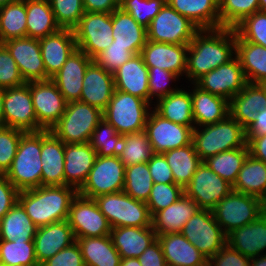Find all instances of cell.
<instances>
[{
	"label": "cell",
	"instance_id": "ab89813d",
	"mask_svg": "<svg viewBox=\"0 0 266 266\" xmlns=\"http://www.w3.org/2000/svg\"><path fill=\"white\" fill-rule=\"evenodd\" d=\"M162 154L171 168L174 182L183 189L189 184L196 169L203 162L196 153L193 142Z\"/></svg>",
	"mask_w": 266,
	"mask_h": 266
},
{
	"label": "cell",
	"instance_id": "7a4b0ae2",
	"mask_svg": "<svg viewBox=\"0 0 266 266\" xmlns=\"http://www.w3.org/2000/svg\"><path fill=\"white\" fill-rule=\"evenodd\" d=\"M78 190L68 185L40 186L19 191L18 202L37 227L65 221Z\"/></svg>",
	"mask_w": 266,
	"mask_h": 266
},
{
	"label": "cell",
	"instance_id": "d590c367",
	"mask_svg": "<svg viewBox=\"0 0 266 266\" xmlns=\"http://www.w3.org/2000/svg\"><path fill=\"white\" fill-rule=\"evenodd\" d=\"M236 56L248 83L262 84L266 81V47L245 41L236 33Z\"/></svg>",
	"mask_w": 266,
	"mask_h": 266
},
{
	"label": "cell",
	"instance_id": "ee69618b",
	"mask_svg": "<svg viewBox=\"0 0 266 266\" xmlns=\"http://www.w3.org/2000/svg\"><path fill=\"white\" fill-rule=\"evenodd\" d=\"M248 155L249 147H240L211 156L203 162L214 173L233 185Z\"/></svg>",
	"mask_w": 266,
	"mask_h": 266
},
{
	"label": "cell",
	"instance_id": "8d00e7d4",
	"mask_svg": "<svg viewBox=\"0 0 266 266\" xmlns=\"http://www.w3.org/2000/svg\"><path fill=\"white\" fill-rule=\"evenodd\" d=\"M85 266H120L122 257L110 235L76 239Z\"/></svg>",
	"mask_w": 266,
	"mask_h": 266
},
{
	"label": "cell",
	"instance_id": "60d3db41",
	"mask_svg": "<svg viewBox=\"0 0 266 266\" xmlns=\"http://www.w3.org/2000/svg\"><path fill=\"white\" fill-rule=\"evenodd\" d=\"M37 228L17 201L0 220V240L33 241Z\"/></svg>",
	"mask_w": 266,
	"mask_h": 266
},
{
	"label": "cell",
	"instance_id": "db71d44e",
	"mask_svg": "<svg viewBox=\"0 0 266 266\" xmlns=\"http://www.w3.org/2000/svg\"><path fill=\"white\" fill-rule=\"evenodd\" d=\"M234 29L243 40L266 47V12H255Z\"/></svg>",
	"mask_w": 266,
	"mask_h": 266
},
{
	"label": "cell",
	"instance_id": "d6986e66",
	"mask_svg": "<svg viewBox=\"0 0 266 266\" xmlns=\"http://www.w3.org/2000/svg\"><path fill=\"white\" fill-rule=\"evenodd\" d=\"M2 44L15 60L25 83L50 79L44 67L39 39L14 38Z\"/></svg>",
	"mask_w": 266,
	"mask_h": 266
},
{
	"label": "cell",
	"instance_id": "5b68a950",
	"mask_svg": "<svg viewBox=\"0 0 266 266\" xmlns=\"http://www.w3.org/2000/svg\"><path fill=\"white\" fill-rule=\"evenodd\" d=\"M146 100L128 93L114 90L103 118L121 135L145 130L148 115L152 109Z\"/></svg>",
	"mask_w": 266,
	"mask_h": 266
},
{
	"label": "cell",
	"instance_id": "d4e9b609",
	"mask_svg": "<svg viewBox=\"0 0 266 266\" xmlns=\"http://www.w3.org/2000/svg\"><path fill=\"white\" fill-rule=\"evenodd\" d=\"M33 242L35 256L40 266L60 250L71 246L76 239L68 221L65 220L38 227Z\"/></svg>",
	"mask_w": 266,
	"mask_h": 266
},
{
	"label": "cell",
	"instance_id": "603a6c76",
	"mask_svg": "<svg viewBox=\"0 0 266 266\" xmlns=\"http://www.w3.org/2000/svg\"><path fill=\"white\" fill-rule=\"evenodd\" d=\"M65 185L79 190L85 183L97 158V152L86 143H64Z\"/></svg>",
	"mask_w": 266,
	"mask_h": 266
},
{
	"label": "cell",
	"instance_id": "836d02e7",
	"mask_svg": "<svg viewBox=\"0 0 266 266\" xmlns=\"http://www.w3.org/2000/svg\"><path fill=\"white\" fill-rule=\"evenodd\" d=\"M166 2L200 30L221 28L219 0H166Z\"/></svg>",
	"mask_w": 266,
	"mask_h": 266
},
{
	"label": "cell",
	"instance_id": "ba28073f",
	"mask_svg": "<svg viewBox=\"0 0 266 266\" xmlns=\"http://www.w3.org/2000/svg\"><path fill=\"white\" fill-rule=\"evenodd\" d=\"M265 211L266 203L260 198L234 190L212 209L215 221L226 235L255 221Z\"/></svg>",
	"mask_w": 266,
	"mask_h": 266
},
{
	"label": "cell",
	"instance_id": "bcb514c9",
	"mask_svg": "<svg viewBox=\"0 0 266 266\" xmlns=\"http://www.w3.org/2000/svg\"><path fill=\"white\" fill-rule=\"evenodd\" d=\"M152 187L153 180L147 162L125 167L123 191L128 196L146 203Z\"/></svg>",
	"mask_w": 266,
	"mask_h": 266
},
{
	"label": "cell",
	"instance_id": "34e18365",
	"mask_svg": "<svg viewBox=\"0 0 266 266\" xmlns=\"http://www.w3.org/2000/svg\"><path fill=\"white\" fill-rule=\"evenodd\" d=\"M17 0H0V7L5 6L9 3L15 2Z\"/></svg>",
	"mask_w": 266,
	"mask_h": 266
},
{
	"label": "cell",
	"instance_id": "7dc6e473",
	"mask_svg": "<svg viewBox=\"0 0 266 266\" xmlns=\"http://www.w3.org/2000/svg\"><path fill=\"white\" fill-rule=\"evenodd\" d=\"M0 264L39 266L34 242L0 240Z\"/></svg>",
	"mask_w": 266,
	"mask_h": 266
},
{
	"label": "cell",
	"instance_id": "7c38bea8",
	"mask_svg": "<svg viewBox=\"0 0 266 266\" xmlns=\"http://www.w3.org/2000/svg\"><path fill=\"white\" fill-rule=\"evenodd\" d=\"M207 259L214 256L227 243V235L215 221L212 210H198L185 224L181 231Z\"/></svg>",
	"mask_w": 266,
	"mask_h": 266
},
{
	"label": "cell",
	"instance_id": "680465c9",
	"mask_svg": "<svg viewBox=\"0 0 266 266\" xmlns=\"http://www.w3.org/2000/svg\"><path fill=\"white\" fill-rule=\"evenodd\" d=\"M133 56L134 54L130 52L126 46L113 45L112 42V44L100 53L94 61L108 72L114 73Z\"/></svg>",
	"mask_w": 266,
	"mask_h": 266
},
{
	"label": "cell",
	"instance_id": "f907efd6",
	"mask_svg": "<svg viewBox=\"0 0 266 266\" xmlns=\"http://www.w3.org/2000/svg\"><path fill=\"white\" fill-rule=\"evenodd\" d=\"M49 3L61 29L73 30L85 13L83 0H49Z\"/></svg>",
	"mask_w": 266,
	"mask_h": 266
},
{
	"label": "cell",
	"instance_id": "484cf974",
	"mask_svg": "<svg viewBox=\"0 0 266 266\" xmlns=\"http://www.w3.org/2000/svg\"><path fill=\"white\" fill-rule=\"evenodd\" d=\"M41 186L65 185L64 142L50 130L41 131Z\"/></svg>",
	"mask_w": 266,
	"mask_h": 266
},
{
	"label": "cell",
	"instance_id": "ffe728a7",
	"mask_svg": "<svg viewBox=\"0 0 266 266\" xmlns=\"http://www.w3.org/2000/svg\"><path fill=\"white\" fill-rule=\"evenodd\" d=\"M188 44H168L147 40L140 52L147 67H159L176 75L185 76Z\"/></svg>",
	"mask_w": 266,
	"mask_h": 266
},
{
	"label": "cell",
	"instance_id": "be15d7a7",
	"mask_svg": "<svg viewBox=\"0 0 266 266\" xmlns=\"http://www.w3.org/2000/svg\"><path fill=\"white\" fill-rule=\"evenodd\" d=\"M19 190L0 174V220L18 201Z\"/></svg>",
	"mask_w": 266,
	"mask_h": 266
},
{
	"label": "cell",
	"instance_id": "7bdbcfd3",
	"mask_svg": "<svg viewBox=\"0 0 266 266\" xmlns=\"http://www.w3.org/2000/svg\"><path fill=\"white\" fill-rule=\"evenodd\" d=\"M26 0H17L0 7V44L26 37Z\"/></svg>",
	"mask_w": 266,
	"mask_h": 266
},
{
	"label": "cell",
	"instance_id": "6125c7cd",
	"mask_svg": "<svg viewBox=\"0 0 266 266\" xmlns=\"http://www.w3.org/2000/svg\"><path fill=\"white\" fill-rule=\"evenodd\" d=\"M147 163L153 183H175L171 168L162 153H154Z\"/></svg>",
	"mask_w": 266,
	"mask_h": 266
},
{
	"label": "cell",
	"instance_id": "52a82bcc",
	"mask_svg": "<svg viewBox=\"0 0 266 266\" xmlns=\"http://www.w3.org/2000/svg\"><path fill=\"white\" fill-rule=\"evenodd\" d=\"M94 200L112 228L152 226L147 204L128 196L124 191L100 195Z\"/></svg>",
	"mask_w": 266,
	"mask_h": 266
},
{
	"label": "cell",
	"instance_id": "4316f807",
	"mask_svg": "<svg viewBox=\"0 0 266 266\" xmlns=\"http://www.w3.org/2000/svg\"><path fill=\"white\" fill-rule=\"evenodd\" d=\"M266 107V89L262 84L247 83L229 101V115L245 130L255 121L257 113Z\"/></svg>",
	"mask_w": 266,
	"mask_h": 266
},
{
	"label": "cell",
	"instance_id": "5bb4252c",
	"mask_svg": "<svg viewBox=\"0 0 266 266\" xmlns=\"http://www.w3.org/2000/svg\"><path fill=\"white\" fill-rule=\"evenodd\" d=\"M75 239L110 235L111 225L94 199L79 194L73 199L67 218Z\"/></svg>",
	"mask_w": 266,
	"mask_h": 266
},
{
	"label": "cell",
	"instance_id": "e0dca14e",
	"mask_svg": "<svg viewBox=\"0 0 266 266\" xmlns=\"http://www.w3.org/2000/svg\"><path fill=\"white\" fill-rule=\"evenodd\" d=\"M30 93L38 126L51 130L65 112V98L51 79L30 82Z\"/></svg>",
	"mask_w": 266,
	"mask_h": 266
},
{
	"label": "cell",
	"instance_id": "9c48e42d",
	"mask_svg": "<svg viewBox=\"0 0 266 266\" xmlns=\"http://www.w3.org/2000/svg\"><path fill=\"white\" fill-rule=\"evenodd\" d=\"M73 32L77 49L94 60L114 41L112 13L85 12Z\"/></svg>",
	"mask_w": 266,
	"mask_h": 266
},
{
	"label": "cell",
	"instance_id": "e7e4bbea",
	"mask_svg": "<svg viewBox=\"0 0 266 266\" xmlns=\"http://www.w3.org/2000/svg\"><path fill=\"white\" fill-rule=\"evenodd\" d=\"M141 266H167L163 250L158 239L152 243L139 257Z\"/></svg>",
	"mask_w": 266,
	"mask_h": 266
},
{
	"label": "cell",
	"instance_id": "2e32d148",
	"mask_svg": "<svg viewBox=\"0 0 266 266\" xmlns=\"http://www.w3.org/2000/svg\"><path fill=\"white\" fill-rule=\"evenodd\" d=\"M144 131L154 153L184 147L192 142L191 127L176 124L160 116L154 109L148 115Z\"/></svg>",
	"mask_w": 266,
	"mask_h": 266
},
{
	"label": "cell",
	"instance_id": "2a66077c",
	"mask_svg": "<svg viewBox=\"0 0 266 266\" xmlns=\"http://www.w3.org/2000/svg\"><path fill=\"white\" fill-rule=\"evenodd\" d=\"M263 87L266 89V81L262 83Z\"/></svg>",
	"mask_w": 266,
	"mask_h": 266
},
{
	"label": "cell",
	"instance_id": "74e56055",
	"mask_svg": "<svg viewBox=\"0 0 266 266\" xmlns=\"http://www.w3.org/2000/svg\"><path fill=\"white\" fill-rule=\"evenodd\" d=\"M179 88L166 97L156 100L153 109L162 117L180 125L195 128L191 92Z\"/></svg>",
	"mask_w": 266,
	"mask_h": 266
},
{
	"label": "cell",
	"instance_id": "2644e50d",
	"mask_svg": "<svg viewBox=\"0 0 266 266\" xmlns=\"http://www.w3.org/2000/svg\"><path fill=\"white\" fill-rule=\"evenodd\" d=\"M120 266H141L139 259L135 257L122 258Z\"/></svg>",
	"mask_w": 266,
	"mask_h": 266
},
{
	"label": "cell",
	"instance_id": "6da1fadb",
	"mask_svg": "<svg viewBox=\"0 0 266 266\" xmlns=\"http://www.w3.org/2000/svg\"><path fill=\"white\" fill-rule=\"evenodd\" d=\"M235 56V29L200 30L188 44L185 77L194 84L203 75L228 63Z\"/></svg>",
	"mask_w": 266,
	"mask_h": 266
},
{
	"label": "cell",
	"instance_id": "8c879c8a",
	"mask_svg": "<svg viewBox=\"0 0 266 266\" xmlns=\"http://www.w3.org/2000/svg\"><path fill=\"white\" fill-rule=\"evenodd\" d=\"M4 93H5V89L0 88V127L4 126V116H3Z\"/></svg>",
	"mask_w": 266,
	"mask_h": 266
},
{
	"label": "cell",
	"instance_id": "3957f363",
	"mask_svg": "<svg viewBox=\"0 0 266 266\" xmlns=\"http://www.w3.org/2000/svg\"><path fill=\"white\" fill-rule=\"evenodd\" d=\"M192 142L202 161L224 151L248 147L246 130L230 115L215 124L196 126Z\"/></svg>",
	"mask_w": 266,
	"mask_h": 266
},
{
	"label": "cell",
	"instance_id": "4fadbf2b",
	"mask_svg": "<svg viewBox=\"0 0 266 266\" xmlns=\"http://www.w3.org/2000/svg\"><path fill=\"white\" fill-rule=\"evenodd\" d=\"M4 126L26 132H40L30 93V82L5 89L3 99Z\"/></svg>",
	"mask_w": 266,
	"mask_h": 266
},
{
	"label": "cell",
	"instance_id": "94428289",
	"mask_svg": "<svg viewBox=\"0 0 266 266\" xmlns=\"http://www.w3.org/2000/svg\"><path fill=\"white\" fill-rule=\"evenodd\" d=\"M40 266H85V264L80 247L75 242L71 246L60 250Z\"/></svg>",
	"mask_w": 266,
	"mask_h": 266
},
{
	"label": "cell",
	"instance_id": "f6af8a7d",
	"mask_svg": "<svg viewBox=\"0 0 266 266\" xmlns=\"http://www.w3.org/2000/svg\"><path fill=\"white\" fill-rule=\"evenodd\" d=\"M153 154L151 143L145 131L123 135L118 157L125 167L146 163Z\"/></svg>",
	"mask_w": 266,
	"mask_h": 266
},
{
	"label": "cell",
	"instance_id": "89a4df30",
	"mask_svg": "<svg viewBox=\"0 0 266 266\" xmlns=\"http://www.w3.org/2000/svg\"><path fill=\"white\" fill-rule=\"evenodd\" d=\"M250 266H266V254L251 257Z\"/></svg>",
	"mask_w": 266,
	"mask_h": 266
},
{
	"label": "cell",
	"instance_id": "9a60e30c",
	"mask_svg": "<svg viewBox=\"0 0 266 266\" xmlns=\"http://www.w3.org/2000/svg\"><path fill=\"white\" fill-rule=\"evenodd\" d=\"M232 191V185L214 173L204 162L196 169L184 194L195 201L200 209L212 210Z\"/></svg>",
	"mask_w": 266,
	"mask_h": 266
},
{
	"label": "cell",
	"instance_id": "8fae6325",
	"mask_svg": "<svg viewBox=\"0 0 266 266\" xmlns=\"http://www.w3.org/2000/svg\"><path fill=\"white\" fill-rule=\"evenodd\" d=\"M124 178L125 165L118 156H97L78 194L94 199L100 195L121 192L124 189Z\"/></svg>",
	"mask_w": 266,
	"mask_h": 266
},
{
	"label": "cell",
	"instance_id": "7402d4cb",
	"mask_svg": "<svg viewBox=\"0 0 266 266\" xmlns=\"http://www.w3.org/2000/svg\"><path fill=\"white\" fill-rule=\"evenodd\" d=\"M39 44L46 74L50 79L77 50L74 32L71 29L60 28L57 32L40 38Z\"/></svg>",
	"mask_w": 266,
	"mask_h": 266
},
{
	"label": "cell",
	"instance_id": "30bf717a",
	"mask_svg": "<svg viewBox=\"0 0 266 266\" xmlns=\"http://www.w3.org/2000/svg\"><path fill=\"white\" fill-rule=\"evenodd\" d=\"M146 30L147 40L168 44H189L200 31L194 23L179 14L167 2Z\"/></svg>",
	"mask_w": 266,
	"mask_h": 266
},
{
	"label": "cell",
	"instance_id": "b9f144b4",
	"mask_svg": "<svg viewBox=\"0 0 266 266\" xmlns=\"http://www.w3.org/2000/svg\"><path fill=\"white\" fill-rule=\"evenodd\" d=\"M26 14V37L40 39L60 29L49 1L26 0Z\"/></svg>",
	"mask_w": 266,
	"mask_h": 266
},
{
	"label": "cell",
	"instance_id": "f546056e",
	"mask_svg": "<svg viewBox=\"0 0 266 266\" xmlns=\"http://www.w3.org/2000/svg\"><path fill=\"white\" fill-rule=\"evenodd\" d=\"M115 89L149 102L148 67L140 54L134 55L114 73Z\"/></svg>",
	"mask_w": 266,
	"mask_h": 266
},
{
	"label": "cell",
	"instance_id": "83f0119b",
	"mask_svg": "<svg viewBox=\"0 0 266 266\" xmlns=\"http://www.w3.org/2000/svg\"><path fill=\"white\" fill-rule=\"evenodd\" d=\"M226 243L250 258L266 254V211L255 221L227 234Z\"/></svg>",
	"mask_w": 266,
	"mask_h": 266
},
{
	"label": "cell",
	"instance_id": "1f68e13d",
	"mask_svg": "<svg viewBox=\"0 0 266 266\" xmlns=\"http://www.w3.org/2000/svg\"><path fill=\"white\" fill-rule=\"evenodd\" d=\"M110 236L122 258H138L157 240L153 227H115Z\"/></svg>",
	"mask_w": 266,
	"mask_h": 266
},
{
	"label": "cell",
	"instance_id": "8992f818",
	"mask_svg": "<svg viewBox=\"0 0 266 266\" xmlns=\"http://www.w3.org/2000/svg\"><path fill=\"white\" fill-rule=\"evenodd\" d=\"M102 119L101 109L80 101L70 102L50 131L64 143H86Z\"/></svg>",
	"mask_w": 266,
	"mask_h": 266
},
{
	"label": "cell",
	"instance_id": "91938a15",
	"mask_svg": "<svg viewBox=\"0 0 266 266\" xmlns=\"http://www.w3.org/2000/svg\"><path fill=\"white\" fill-rule=\"evenodd\" d=\"M208 266H250V257L226 244L208 259Z\"/></svg>",
	"mask_w": 266,
	"mask_h": 266
},
{
	"label": "cell",
	"instance_id": "03108f58",
	"mask_svg": "<svg viewBox=\"0 0 266 266\" xmlns=\"http://www.w3.org/2000/svg\"><path fill=\"white\" fill-rule=\"evenodd\" d=\"M85 12L112 13L119 8V0H83Z\"/></svg>",
	"mask_w": 266,
	"mask_h": 266
},
{
	"label": "cell",
	"instance_id": "816d5d0a",
	"mask_svg": "<svg viewBox=\"0 0 266 266\" xmlns=\"http://www.w3.org/2000/svg\"><path fill=\"white\" fill-rule=\"evenodd\" d=\"M165 3L166 0H119V8L147 28Z\"/></svg>",
	"mask_w": 266,
	"mask_h": 266
},
{
	"label": "cell",
	"instance_id": "4dcf8cb0",
	"mask_svg": "<svg viewBox=\"0 0 266 266\" xmlns=\"http://www.w3.org/2000/svg\"><path fill=\"white\" fill-rule=\"evenodd\" d=\"M198 210L197 203L183 194L176 202L152 216V227L157 235L181 233L184 224Z\"/></svg>",
	"mask_w": 266,
	"mask_h": 266
},
{
	"label": "cell",
	"instance_id": "c3c4849f",
	"mask_svg": "<svg viewBox=\"0 0 266 266\" xmlns=\"http://www.w3.org/2000/svg\"><path fill=\"white\" fill-rule=\"evenodd\" d=\"M259 11V0H219L221 28H235L246 17Z\"/></svg>",
	"mask_w": 266,
	"mask_h": 266
},
{
	"label": "cell",
	"instance_id": "11a10c76",
	"mask_svg": "<svg viewBox=\"0 0 266 266\" xmlns=\"http://www.w3.org/2000/svg\"><path fill=\"white\" fill-rule=\"evenodd\" d=\"M179 78L178 75L159 67H148L149 103L152 105L153 98L158 100L177 91L179 88L176 85L175 88L169 85Z\"/></svg>",
	"mask_w": 266,
	"mask_h": 266
},
{
	"label": "cell",
	"instance_id": "a7ac6f4b",
	"mask_svg": "<svg viewBox=\"0 0 266 266\" xmlns=\"http://www.w3.org/2000/svg\"><path fill=\"white\" fill-rule=\"evenodd\" d=\"M266 135V107L257 113L255 121L246 129L247 141L252 136Z\"/></svg>",
	"mask_w": 266,
	"mask_h": 266
},
{
	"label": "cell",
	"instance_id": "6f0895ef",
	"mask_svg": "<svg viewBox=\"0 0 266 266\" xmlns=\"http://www.w3.org/2000/svg\"><path fill=\"white\" fill-rule=\"evenodd\" d=\"M25 84L15 60L3 44H0V88H14Z\"/></svg>",
	"mask_w": 266,
	"mask_h": 266
},
{
	"label": "cell",
	"instance_id": "003e7915",
	"mask_svg": "<svg viewBox=\"0 0 266 266\" xmlns=\"http://www.w3.org/2000/svg\"><path fill=\"white\" fill-rule=\"evenodd\" d=\"M249 154L266 163V135L252 136L247 141Z\"/></svg>",
	"mask_w": 266,
	"mask_h": 266
},
{
	"label": "cell",
	"instance_id": "d6a6232c",
	"mask_svg": "<svg viewBox=\"0 0 266 266\" xmlns=\"http://www.w3.org/2000/svg\"><path fill=\"white\" fill-rule=\"evenodd\" d=\"M113 45L126 46L134 55L140 54L147 41V30L129 13L117 8L112 12Z\"/></svg>",
	"mask_w": 266,
	"mask_h": 266
},
{
	"label": "cell",
	"instance_id": "f1b7e54d",
	"mask_svg": "<svg viewBox=\"0 0 266 266\" xmlns=\"http://www.w3.org/2000/svg\"><path fill=\"white\" fill-rule=\"evenodd\" d=\"M167 266H208V259L182 233L157 235Z\"/></svg>",
	"mask_w": 266,
	"mask_h": 266
},
{
	"label": "cell",
	"instance_id": "ac0fdd59",
	"mask_svg": "<svg viewBox=\"0 0 266 266\" xmlns=\"http://www.w3.org/2000/svg\"><path fill=\"white\" fill-rule=\"evenodd\" d=\"M247 83L240 60L235 56L228 63L203 75L194 84L203 91L230 101Z\"/></svg>",
	"mask_w": 266,
	"mask_h": 266
},
{
	"label": "cell",
	"instance_id": "681fc988",
	"mask_svg": "<svg viewBox=\"0 0 266 266\" xmlns=\"http://www.w3.org/2000/svg\"><path fill=\"white\" fill-rule=\"evenodd\" d=\"M123 135L104 118L93 131L90 144L97 152V156H118Z\"/></svg>",
	"mask_w": 266,
	"mask_h": 266
},
{
	"label": "cell",
	"instance_id": "277c9868",
	"mask_svg": "<svg viewBox=\"0 0 266 266\" xmlns=\"http://www.w3.org/2000/svg\"><path fill=\"white\" fill-rule=\"evenodd\" d=\"M41 131L26 132L21 136L17 153L6 178L19 190L41 186Z\"/></svg>",
	"mask_w": 266,
	"mask_h": 266
},
{
	"label": "cell",
	"instance_id": "753ad0ef",
	"mask_svg": "<svg viewBox=\"0 0 266 266\" xmlns=\"http://www.w3.org/2000/svg\"><path fill=\"white\" fill-rule=\"evenodd\" d=\"M259 11L266 12V0H259Z\"/></svg>",
	"mask_w": 266,
	"mask_h": 266
},
{
	"label": "cell",
	"instance_id": "f35d334b",
	"mask_svg": "<svg viewBox=\"0 0 266 266\" xmlns=\"http://www.w3.org/2000/svg\"><path fill=\"white\" fill-rule=\"evenodd\" d=\"M232 190L260 198L266 203V163L248 155Z\"/></svg>",
	"mask_w": 266,
	"mask_h": 266
},
{
	"label": "cell",
	"instance_id": "11e5206c",
	"mask_svg": "<svg viewBox=\"0 0 266 266\" xmlns=\"http://www.w3.org/2000/svg\"><path fill=\"white\" fill-rule=\"evenodd\" d=\"M0 266H24V265H17V264H15V265H6V264H0Z\"/></svg>",
	"mask_w": 266,
	"mask_h": 266
},
{
	"label": "cell",
	"instance_id": "cb8c5ba5",
	"mask_svg": "<svg viewBox=\"0 0 266 266\" xmlns=\"http://www.w3.org/2000/svg\"><path fill=\"white\" fill-rule=\"evenodd\" d=\"M82 87L80 102L103 111L115 90L114 75L93 60L85 71Z\"/></svg>",
	"mask_w": 266,
	"mask_h": 266
},
{
	"label": "cell",
	"instance_id": "44dd1931",
	"mask_svg": "<svg viewBox=\"0 0 266 266\" xmlns=\"http://www.w3.org/2000/svg\"><path fill=\"white\" fill-rule=\"evenodd\" d=\"M92 61L86 53L77 49L51 78L67 103L80 101L85 71Z\"/></svg>",
	"mask_w": 266,
	"mask_h": 266
},
{
	"label": "cell",
	"instance_id": "9f6ffc18",
	"mask_svg": "<svg viewBox=\"0 0 266 266\" xmlns=\"http://www.w3.org/2000/svg\"><path fill=\"white\" fill-rule=\"evenodd\" d=\"M24 133L15 128L0 127V174H6L10 169Z\"/></svg>",
	"mask_w": 266,
	"mask_h": 266
},
{
	"label": "cell",
	"instance_id": "e575fe53",
	"mask_svg": "<svg viewBox=\"0 0 266 266\" xmlns=\"http://www.w3.org/2000/svg\"><path fill=\"white\" fill-rule=\"evenodd\" d=\"M192 87H194L191 97L195 127L218 123L229 115L228 100L203 91L195 84Z\"/></svg>",
	"mask_w": 266,
	"mask_h": 266
},
{
	"label": "cell",
	"instance_id": "f5cc1de1",
	"mask_svg": "<svg viewBox=\"0 0 266 266\" xmlns=\"http://www.w3.org/2000/svg\"><path fill=\"white\" fill-rule=\"evenodd\" d=\"M183 194L184 189L176 183H153L146 202L151 216L176 202Z\"/></svg>",
	"mask_w": 266,
	"mask_h": 266
}]
</instances>
